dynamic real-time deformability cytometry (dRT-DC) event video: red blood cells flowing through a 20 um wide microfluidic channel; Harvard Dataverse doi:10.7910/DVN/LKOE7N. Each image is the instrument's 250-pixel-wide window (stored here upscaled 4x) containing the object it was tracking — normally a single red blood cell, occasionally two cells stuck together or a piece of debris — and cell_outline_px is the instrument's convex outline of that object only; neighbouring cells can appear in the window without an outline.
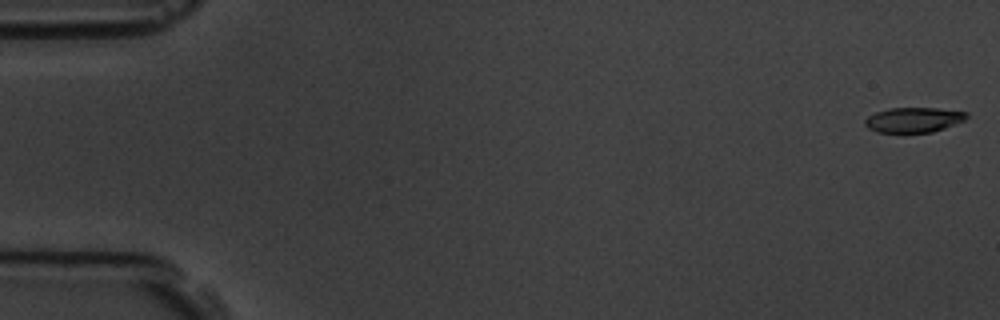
{"species": "common noctule bat (a hibernating species)", "species_latin": "Nyctalus noctula", "temperature_condition": "room temperature", "stored_images_in_passage": 6, "camera_frame_rate_fps": 3000, "um_per_image_px": 0.085, "animal": {"sex": "male", "body_mass_g": 19.5, "forearm_length_mm": 54.6}, "frame": {"image": 1, "passage_image": 1, "time_ms": 0.0, "image_size_px": [1000, 320], "cell_outline_px": [[968, 116], [964, 120], [944, 128], [932, 132], [904, 136], [876, 132], [868, 128], [864, 124], [864, 120], [868, 116], [876, 112], [888, 108], [936, 108], [968, 112]], "centroid_in_image_um": [77.59, 10.24], "position_along_channel_um": 7.4, "area_um2": 15.55}}